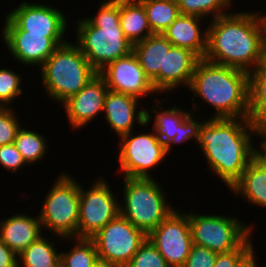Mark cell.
Masks as SVG:
<instances>
[{
	"label": "cell",
	"mask_w": 266,
	"mask_h": 267,
	"mask_svg": "<svg viewBox=\"0 0 266 267\" xmlns=\"http://www.w3.org/2000/svg\"><path fill=\"white\" fill-rule=\"evenodd\" d=\"M259 13L231 12L212 19L207 26L204 59L248 73L262 66L265 61L266 14Z\"/></svg>",
	"instance_id": "6da1fadb"
},
{
	"label": "cell",
	"mask_w": 266,
	"mask_h": 267,
	"mask_svg": "<svg viewBox=\"0 0 266 267\" xmlns=\"http://www.w3.org/2000/svg\"><path fill=\"white\" fill-rule=\"evenodd\" d=\"M250 131V132H249ZM256 127L249 118H206L199 128L198 145L208 168L229 187L241 177L255 157L252 134Z\"/></svg>",
	"instance_id": "7a4b0ae2"
},
{
	"label": "cell",
	"mask_w": 266,
	"mask_h": 267,
	"mask_svg": "<svg viewBox=\"0 0 266 267\" xmlns=\"http://www.w3.org/2000/svg\"><path fill=\"white\" fill-rule=\"evenodd\" d=\"M215 112L210 118H249V73L200 59L188 87Z\"/></svg>",
	"instance_id": "3957f363"
},
{
	"label": "cell",
	"mask_w": 266,
	"mask_h": 267,
	"mask_svg": "<svg viewBox=\"0 0 266 267\" xmlns=\"http://www.w3.org/2000/svg\"><path fill=\"white\" fill-rule=\"evenodd\" d=\"M99 5L97 15L76 22V44L97 72L128 55L133 46L120 25V0H106Z\"/></svg>",
	"instance_id": "277c9868"
},
{
	"label": "cell",
	"mask_w": 266,
	"mask_h": 267,
	"mask_svg": "<svg viewBox=\"0 0 266 267\" xmlns=\"http://www.w3.org/2000/svg\"><path fill=\"white\" fill-rule=\"evenodd\" d=\"M40 71L47 95L62 104L98 74L79 46L69 42L58 46Z\"/></svg>",
	"instance_id": "5b68a950"
},
{
	"label": "cell",
	"mask_w": 266,
	"mask_h": 267,
	"mask_svg": "<svg viewBox=\"0 0 266 267\" xmlns=\"http://www.w3.org/2000/svg\"><path fill=\"white\" fill-rule=\"evenodd\" d=\"M123 181L124 202L119 205L120 215L147 235L177 209L166 201L165 191L154 177H124Z\"/></svg>",
	"instance_id": "8992f818"
},
{
	"label": "cell",
	"mask_w": 266,
	"mask_h": 267,
	"mask_svg": "<svg viewBox=\"0 0 266 267\" xmlns=\"http://www.w3.org/2000/svg\"><path fill=\"white\" fill-rule=\"evenodd\" d=\"M48 192L39 213L42 228L67 241L77 238L80 183L61 173Z\"/></svg>",
	"instance_id": "52a82bcc"
},
{
	"label": "cell",
	"mask_w": 266,
	"mask_h": 267,
	"mask_svg": "<svg viewBox=\"0 0 266 267\" xmlns=\"http://www.w3.org/2000/svg\"><path fill=\"white\" fill-rule=\"evenodd\" d=\"M193 244L216 253L237 249L250 235L253 224L246 225L226 215L188 213Z\"/></svg>",
	"instance_id": "ba28073f"
},
{
	"label": "cell",
	"mask_w": 266,
	"mask_h": 267,
	"mask_svg": "<svg viewBox=\"0 0 266 267\" xmlns=\"http://www.w3.org/2000/svg\"><path fill=\"white\" fill-rule=\"evenodd\" d=\"M67 19L59 9L24 0L8 13L2 31H27V34H45L57 46L67 42Z\"/></svg>",
	"instance_id": "9c48e42d"
},
{
	"label": "cell",
	"mask_w": 266,
	"mask_h": 267,
	"mask_svg": "<svg viewBox=\"0 0 266 267\" xmlns=\"http://www.w3.org/2000/svg\"><path fill=\"white\" fill-rule=\"evenodd\" d=\"M133 131L119 137L118 160L124 177L152 178L150 171L160 165L168 155L166 146L150 133L132 135Z\"/></svg>",
	"instance_id": "30bf717a"
},
{
	"label": "cell",
	"mask_w": 266,
	"mask_h": 267,
	"mask_svg": "<svg viewBox=\"0 0 266 267\" xmlns=\"http://www.w3.org/2000/svg\"><path fill=\"white\" fill-rule=\"evenodd\" d=\"M82 186L80 184L77 238L90 239L120 214V204L102 177L87 190Z\"/></svg>",
	"instance_id": "8fae6325"
},
{
	"label": "cell",
	"mask_w": 266,
	"mask_h": 267,
	"mask_svg": "<svg viewBox=\"0 0 266 267\" xmlns=\"http://www.w3.org/2000/svg\"><path fill=\"white\" fill-rule=\"evenodd\" d=\"M90 239L99 259L125 267L145 242L147 234L119 214Z\"/></svg>",
	"instance_id": "7c38bea8"
},
{
	"label": "cell",
	"mask_w": 266,
	"mask_h": 267,
	"mask_svg": "<svg viewBox=\"0 0 266 267\" xmlns=\"http://www.w3.org/2000/svg\"><path fill=\"white\" fill-rule=\"evenodd\" d=\"M147 238L170 267H182L193 246L188 213L174 209Z\"/></svg>",
	"instance_id": "4fadbf2b"
},
{
	"label": "cell",
	"mask_w": 266,
	"mask_h": 267,
	"mask_svg": "<svg viewBox=\"0 0 266 267\" xmlns=\"http://www.w3.org/2000/svg\"><path fill=\"white\" fill-rule=\"evenodd\" d=\"M194 100V98L191 99L194 103L193 113L181 110L177 106L166 109L159 99L155 101L157 106H152L151 112L154 114L152 129L158 139L166 146L167 154L171 151L173 144H181L191 139L198 142L199 128L203 122L197 121L196 116L195 118L193 116L194 111L199 108ZM158 107L163 110L160 111Z\"/></svg>",
	"instance_id": "5bb4252c"
},
{
	"label": "cell",
	"mask_w": 266,
	"mask_h": 267,
	"mask_svg": "<svg viewBox=\"0 0 266 267\" xmlns=\"http://www.w3.org/2000/svg\"><path fill=\"white\" fill-rule=\"evenodd\" d=\"M98 74L109 90L140 99L157 94L152 82L146 76L135 54L130 52L106 65Z\"/></svg>",
	"instance_id": "9a60e30c"
},
{
	"label": "cell",
	"mask_w": 266,
	"mask_h": 267,
	"mask_svg": "<svg viewBox=\"0 0 266 267\" xmlns=\"http://www.w3.org/2000/svg\"><path fill=\"white\" fill-rule=\"evenodd\" d=\"M107 91L108 87L104 79L97 74L78 93L62 104L72 128L85 127L94 117H97V114L103 112Z\"/></svg>",
	"instance_id": "2e32d148"
},
{
	"label": "cell",
	"mask_w": 266,
	"mask_h": 267,
	"mask_svg": "<svg viewBox=\"0 0 266 267\" xmlns=\"http://www.w3.org/2000/svg\"><path fill=\"white\" fill-rule=\"evenodd\" d=\"M138 104L137 98L108 89L103 106L105 120L119 137L133 131L136 120L142 126H148L152 120L148 109L142 108L137 112Z\"/></svg>",
	"instance_id": "e0dca14e"
},
{
	"label": "cell",
	"mask_w": 266,
	"mask_h": 267,
	"mask_svg": "<svg viewBox=\"0 0 266 267\" xmlns=\"http://www.w3.org/2000/svg\"><path fill=\"white\" fill-rule=\"evenodd\" d=\"M2 38L11 55L24 65L41 67L58 47L45 34H27V31H3Z\"/></svg>",
	"instance_id": "ac0fdd59"
},
{
	"label": "cell",
	"mask_w": 266,
	"mask_h": 267,
	"mask_svg": "<svg viewBox=\"0 0 266 267\" xmlns=\"http://www.w3.org/2000/svg\"><path fill=\"white\" fill-rule=\"evenodd\" d=\"M199 60L194 52L173 46L165 37L164 70H160V93L173 91L180 85L188 88Z\"/></svg>",
	"instance_id": "d6986e66"
},
{
	"label": "cell",
	"mask_w": 266,
	"mask_h": 267,
	"mask_svg": "<svg viewBox=\"0 0 266 267\" xmlns=\"http://www.w3.org/2000/svg\"><path fill=\"white\" fill-rule=\"evenodd\" d=\"M201 19L180 14L163 35L173 46L188 49L203 59L207 51L208 31L207 28L202 31L199 27Z\"/></svg>",
	"instance_id": "ffe728a7"
},
{
	"label": "cell",
	"mask_w": 266,
	"mask_h": 267,
	"mask_svg": "<svg viewBox=\"0 0 266 267\" xmlns=\"http://www.w3.org/2000/svg\"><path fill=\"white\" fill-rule=\"evenodd\" d=\"M42 235L39 214H16L0 221V238L17 256Z\"/></svg>",
	"instance_id": "44dd1931"
},
{
	"label": "cell",
	"mask_w": 266,
	"mask_h": 267,
	"mask_svg": "<svg viewBox=\"0 0 266 267\" xmlns=\"http://www.w3.org/2000/svg\"><path fill=\"white\" fill-rule=\"evenodd\" d=\"M132 51L156 92L160 93V70H164L165 36L153 34L134 44Z\"/></svg>",
	"instance_id": "7402d4cb"
},
{
	"label": "cell",
	"mask_w": 266,
	"mask_h": 267,
	"mask_svg": "<svg viewBox=\"0 0 266 267\" xmlns=\"http://www.w3.org/2000/svg\"><path fill=\"white\" fill-rule=\"evenodd\" d=\"M230 190L248 203L266 208V165L255 156Z\"/></svg>",
	"instance_id": "603a6c76"
},
{
	"label": "cell",
	"mask_w": 266,
	"mask_h": 267,
	"mask_svg": "<svg viewBox=\"0 0 266 267\" xmlns=\"http://www.w3.org/2000/svg\"><path fill=\"white\" fill-rule=\"evenodd\" d=\"M120 25L132 45L153 35L145 7L139 0H120Z\"/></svg>",
	"instance_id": "cb8c5ba5"
},
{
	"label": "cell",
	"mask_w": 266,
	"mask_h": 267,
	"mask_svg": "<svg viewBox=\"0 0 266 267\" xmlns=\"http://www.w3.org/2000/svg\"><path fill=\"white\" fill-rule=\"evenodd\" d=\"M249 119L256 128L266 129V66L249 73Z\"/></svg>",
	"instance_id": "d4e9b609"
},
{
	"label": "cell",
	"mask_w": 266,
	"mask_h": 267,
	"mask_svg": "<svg viewBox=\"0 0 266 267\" xmlns=\"http://www.w3.org/2000/svg\"><path fill=\"white\" fill-rule=\"evenodd\" d=\"M54 244L40 236L18 255V267H58L60 254Z\"/></svg>",
	"instance_id": "484cf974"
},
{
	"label": "cell",
	"mask_w": 266,
	"mask_h": 267,
	"mask_svg": "<svg viewBox=\"0 0 266 267\" xmlns=\"http://www.w3.org/2000/svg\"><path fill=\"white\" fill-rule=\"evenodd\" d=\"M153 34H163L180 15L176 0H139Z\"/></svg>",
	"instance_id": "4316f807"
},
{
	"label": "cell",
	"mask_w": 266,
	"mask_h": 267,
	"mask_svg": "<svg viewBox=\"0 0 266 267\" xmlns=\"http://www.w3.org/2000/svg\"><path fill=\"white\" fill-rule=\"evenodd\" d=\"M45 138L42 134L27 130L23 126L18 130L14 144L27 164L43 159L48 149Z\"/></svg>",
	"instance_id": "83f0119b"
},
{
	"label": "cell",
	"mask_w": 266,
	"mask_h": 267,
	"mask_svg": "<svg viewBox=\"0 0 266 267\" xmlns=\"http://www.w3.org/2000/svg\"><path fill=\"white\" fill-rule=\"evenodd\" d=\"M75 246L68 252L60 253L62 267H92L99 258L95 244L88 238H73Z\"/></svg>",
	"instance_id": "f1b7e54d"
},
{
	"label": "cell",
	"mask_w": 266,
	"mask_h": 267,
	"mask_svg": "<svg viewBox=\"0 0 266 267\" xmlns=\"http://www.w3.org/2000/svg\"><path fill=\"white\" fill-rule=\"evenodd\" d=\"M180 14L201 18L212 15V19L228 14L232 0H176ZM232 1V2H231ZM223 10L226 12H223Z\"/></svg>",
	"instance_id": "f546056e"
},
{
	"label": "cell",
	"mask_w": 266,
	"mask_h": 267,
	"mask_svg": "<svg viewBox=\"0 0 266 267\" xmlns=\"http://www.w3.org/2000/svg\"><path fill=\"white\" fill-rule=\"evenodd\" d=\"M21 75L11 69H0V105L9 108L17 96L23 93L21 89Z\"/></svg>",
	"instance_id": "4dcf8cb0"
},
{
	"label": "cell",
	"mask_w": 266,
	"mask_h": 267,
	"mask_svg": "<svg viewBox=\"0 0 266 267\" xmlns=\"http://www.w3.org/2000/svg\"><path fill=\"white\" fill-rule=\"evenodd\" d=\"M125 267H170L147 238Z\"/></svg>",
	"instance_id": "1f68e13d"
},
{
	"label": "cell",
	"mask_w": 266,
	"mask_h": 267,
	"mask_svg": "<svg viewBox=\"0 0 266 267\" xmlns=\"http://www.w3.org/2000/svg\"><path fill=\"white\" fill-rule=\"evenodd\" d=\"M254 250L250 235L237 249L225 253H218L214 267H240Z\"/></svg>",
	"instance_id": "d6a6232c"
},
{
	"label": "cell",
	"mask_w": 266,
	"mask_h": 267,
	"mask_svg": "<svg viewBox=\"0 0 266 267\" xmlns=\"http://www.w3.org/2000/svg\"><path fill=\"white\" fill-rule=\"evenodd\" d=\"M18 120L13 107L0 109V146L14 143L17 132L22 127Z\"/></svg>",
	"instance_id": "836d02e7"
},
{
	"label": "cell",
	"mask_w": 266,
	"mask_h": 267,
	"mask_svg": "<svg viewBox=\"0 0 266 267\" xmlns=\"http://www.w3.org/2000/svg\"><path fill=\"white\" fill-rule=\"evenodd\" d=\"M216 252L193 244L188 258L182 267H214Z\"/></svg>",
	"instance_id": "e575fe53"
},
{
	"label": "cell",
	"mask_w": 266,
	"mask_h": 267,
	"mask_svg": "<svg viewBox=\"0 0 266 267\" xmlns=\"http://www.w3.org/2000/svg\"><path fill=\"white\" fill-rule=\"evenodd\" d=\"M28 165L14 143L0 146V165L11 172H16Z\"/></svg>",
	"instance_id": "d590c367"
},
{
	"label": "cell",
	"mask_w": 266,
	"mask_h": 267,
	"mask_svg": "<svg viewBox=\"0 0 266 267\" xmlns=\"http://www.w3.org/2000/svg\"><path fill=\"white\" fill-rule=\"evenodd\" d=\"M0 267H18V256L0 238Z\"/></svg>",
	"instance_id": "8d00e7d4"
},
{
	"label": "cell",
	"mask_w": 266,
	"mask_h": 267,
	"mask_svg": "<svg viewBox=\"0 0 266 267\" xmlns=\"http://www.w3.org/2000/svg\"><path fill=\"white\" fill-rule=\"evenodd\" d=\"M255 134L256 136L259 135L262 139V142H260V150L256 147L255 156L266 165V129L256 128Z\"/></svg>",
	"instance_id": "74e56055"
},
{
	"label": "cell",
	"mask_w": 266,
	"mask_h": 267,
	"mask_svg": "<svg viewBox=\"0 0 266 267\" xmlns=\"http://www.w3.org/2000/svg\"><path fill=\"white\" fill-rule=\"evenodd\" d=\"M240 267H258L255 262V253L253 252Z\"/></svg>",
	"instance_id": "f35d334b"
},
{
	"label": "cell",
	"mask_w": 266,
	"mask_h": 267,
	"mask_svg": "<svg viewBox=\"0 0 266 267\" xmlns=\"http://www.w3.org/2000/svg\"><path fill=\"white\" fill-rule=\"evenodd\" d=\"M92 267H120V266L98 258Z\"/></svg>",
	"instance_id": "ab89813d"
},
{
	"label": "cell",
	"mask_w": 266,
	"mask_h": 267,
	"mask_svg": "<svg viewBox=\"0 0 266 267\" xmlns=\"http://www.w3.org/2000/svg\"><path fill=\"white\" fill-rule=\"evenodd\" d=\"M264 65L266 66V48H265V61H264Z\"/></svg>",
	"instance_id": "60d3db41"
}]
</instances>
